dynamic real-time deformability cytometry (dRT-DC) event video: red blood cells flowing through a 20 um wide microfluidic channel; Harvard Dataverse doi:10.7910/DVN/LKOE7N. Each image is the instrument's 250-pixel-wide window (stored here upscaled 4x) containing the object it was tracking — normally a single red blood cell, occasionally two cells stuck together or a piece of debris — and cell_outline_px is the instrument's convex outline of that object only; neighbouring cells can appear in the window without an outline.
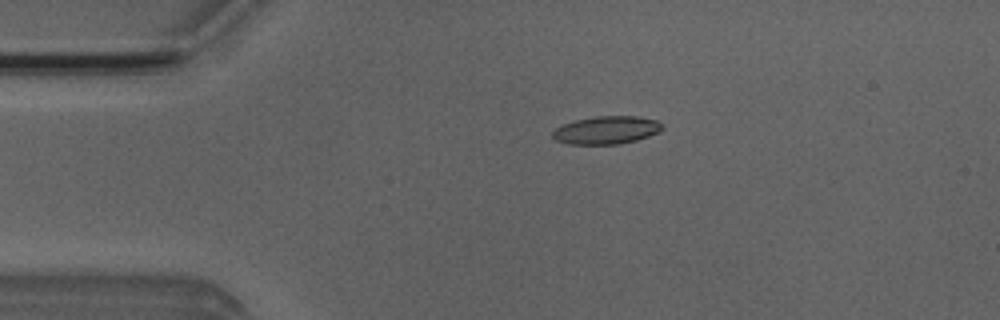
{"species": "Egyptian fruit bat (a non-hibernating species)", "species_latin": "Rousettus aegyptiacus", "temperature_condition": "room temperature", "stored_images_in_passage": 5, "camera_frame_rate_fps": 3000, "um_per_image_px": 0.085, "animal": {"sex": "male"}, "frame": {"image": 1, "passage_image": 3, "time_ms": 2.333, "image_size_px": [1000, 320], "cell_outline_px": [[664, 128], [648, 136], [636, 140], [620, 144], [568, 144], [556, 140], [552, 136], [552, 132], [556, 128], [564, 124], [576, 120], [596, 116], [640, 116], [656, 120], [664, 124]], "centroid_in_image_um": [51.56, 11.05], "position_along_channel_um": 33.4, "area_um2": 17.8}}